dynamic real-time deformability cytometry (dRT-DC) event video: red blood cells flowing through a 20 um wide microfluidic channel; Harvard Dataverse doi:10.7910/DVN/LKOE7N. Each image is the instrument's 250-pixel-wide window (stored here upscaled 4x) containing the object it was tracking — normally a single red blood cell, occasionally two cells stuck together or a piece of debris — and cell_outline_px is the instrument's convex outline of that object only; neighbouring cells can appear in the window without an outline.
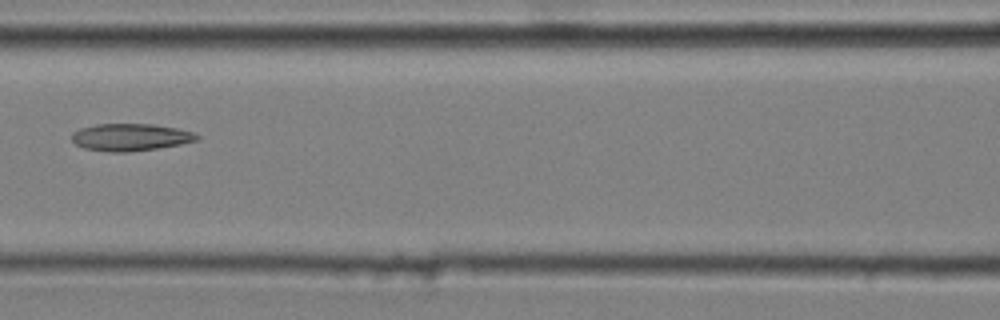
{"species": "common noctule bat (a hibernating species)", "species_latin": "Nyctalus noctula", "temperature_condition": "cold", "stored_images_in_passage": 9, "camera_frame_rate_fps": 3000, "um_per_image_px": 0.085, "animal": {"sex": "male", "body_mass_g": 20.4}, "frame": {"image": 1, "passage_image": 7, "time_ms": 2.0, "image_size_px": [1000, 320], "cell_outline_px": [[200, 140], [180, 144], [156, 148], [124, 152], [108, 152], [84, 148], [76, 144], [72, 140], [72, 132], [80, 128], [96, 124], [152, 124], [176, 128], [196, 132], [200, 136]], "centroid_in_image_um": [11.11, 11.65], "position_along_channel_um": 155.5, "area_um2": 19.88}}
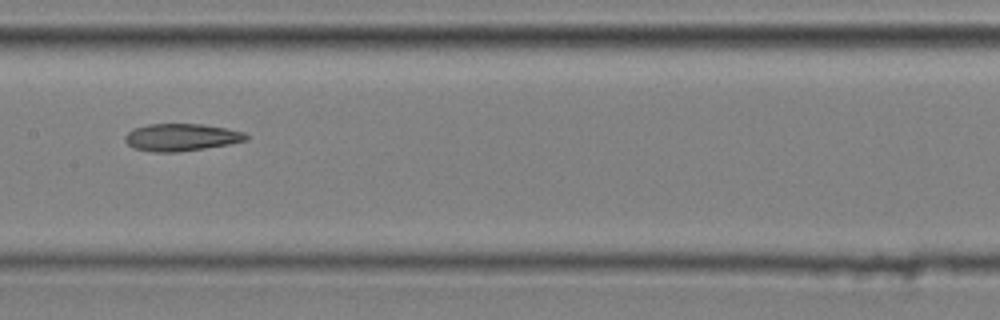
{"frame": {"image": 2, "passage_image": 8, "time_ms": 2.333, "image_size_px": [1000, 320], "cell_outline_px": [[248, 140], [228, 144], [204, 148], [176, 152], [152, 152], [132, 148], [124, 140], [124, 136], [132, 128], [148, 124], [200, 124], [224, 128], [244, 132], [248, 136]], "centroid_in_image_um": [15.35, 11.67], "position_along_channel_um": 192.0, "area_um2": 19.25}}
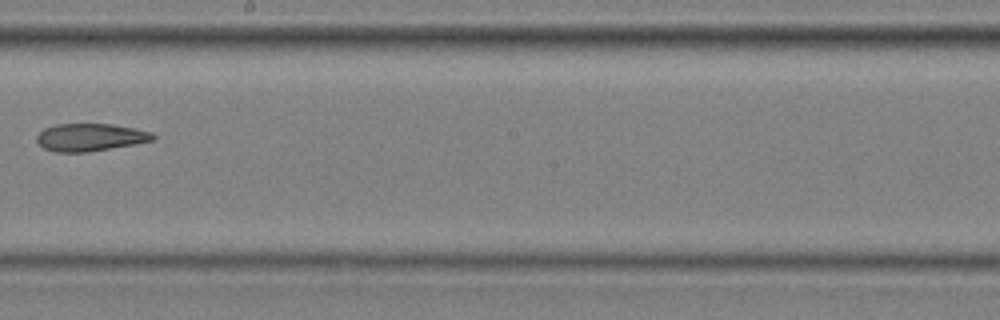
{"frame": {"image": 3, "passage_image": 9, "time_ms": 2.667, "image_size_px": [1000, 320], "cell_outline_px": [[156, 140], [88, 152], [56, 152], [44, 148], [36, 140], [36, 136], [44, 128], [56, 124], [112, 124], [136, 128], [152, 132], [156, 136]], "centroid_in_image_um": [7.69, 11.66], "position_along_channel_um": 240.5, "area_um2": 18.73}}